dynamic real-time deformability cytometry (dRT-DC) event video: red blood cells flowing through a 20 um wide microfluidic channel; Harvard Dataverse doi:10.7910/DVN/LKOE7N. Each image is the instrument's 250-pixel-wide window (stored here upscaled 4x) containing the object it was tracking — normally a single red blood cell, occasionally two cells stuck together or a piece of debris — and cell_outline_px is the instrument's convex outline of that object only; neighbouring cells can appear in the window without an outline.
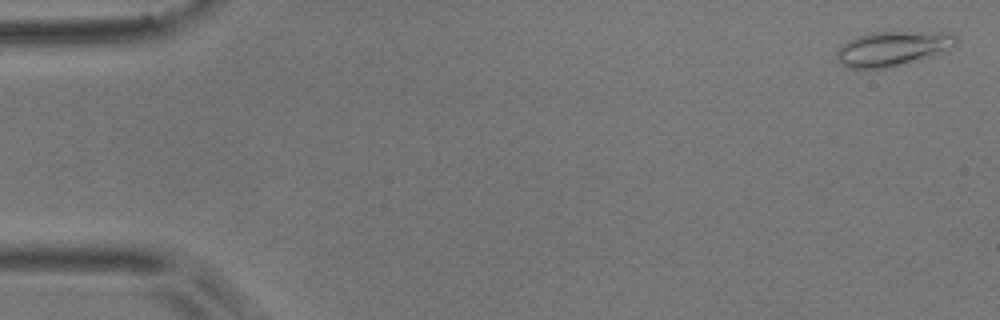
{"species": "common noctule bat (a hibernating species)", "species_latin": "Nyctalus noctula", "temperature_condition": "room temperature", "stored_images_in_passage": 53, "camera_frame_rate_fps": 3000, "um_per_image_px": 0.085, "animal": {"sex": "male", "body_mass_g": 17.9}, "frame": {"image": 1, "passage_image": 2, "time_ms": 0.333, "image_size_px": [1000, 320], "cell_outline_px": [[956, 44], [948, 52], [908, 64], [892, 68], [848, 68], [840, 64], [836, 56], [836, 48], [848, 40], [856, 36], [872, 32], [952, 32], [956, 36]], "centroid_in_image_um": [75.91, 4.14], "position_along_channel_um": 9.1, "area_um2": 24.91}}
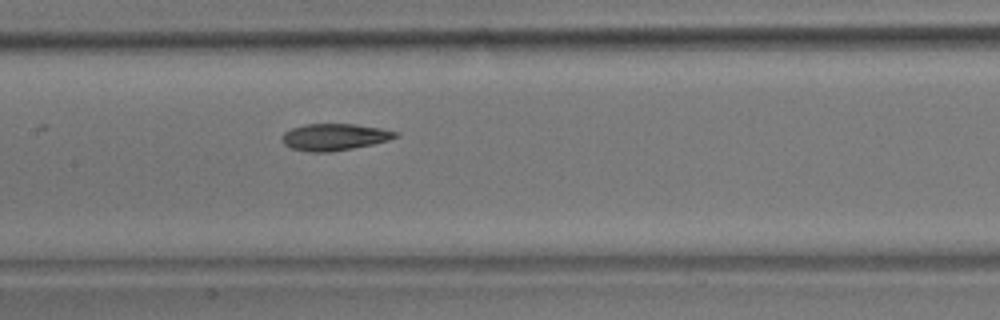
{"frame": {"image": 2, "passage_image": 26, "time_ms": 8.333, "image_size_px": [1000, 320], "cell_outline_px": [[400, 136], [388, 140], [372, 144], [332, 152], [308, 152], [292, 148], [284, 144], [280, 136], [284, 132], [292, 128], [304, 124], [352, 124], [380, 128], [400, 132]], "centroid_in_image_um": [28.42, 11.64], "position_along_channel_um": 179.0, "area_um2": 17.74}}
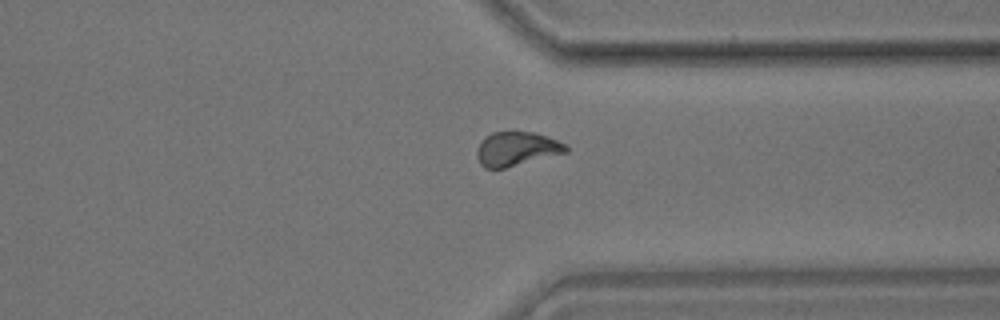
{"frame": {"image": 3, "passage_image": 41, "time_ms": 13.333, "image_size_px": [1000, 320], "cell_outline_px": [[568, 152], [504, 168], [484, 168], [480, 164], [476, 156], [476, 152], [484, 136], [492, 132], [532, 132], [568, 144]], "centroid_in_image_um": [43.9, 12.66], "position_along_channel_um": 367.5, "area_um2": 17.57}, "authors_computed_cell_mechanics": {"area_um2": 18.0336, "velocity_mm_per_s": 3.7887, "shape_relaxation_time_tau1_ms": 6.9314, "shape_relaxation_time_tau2_ms": 2.8244, "deformation_change_tau1": 0.1724, "deformation_change_tau2": 0.0908}}